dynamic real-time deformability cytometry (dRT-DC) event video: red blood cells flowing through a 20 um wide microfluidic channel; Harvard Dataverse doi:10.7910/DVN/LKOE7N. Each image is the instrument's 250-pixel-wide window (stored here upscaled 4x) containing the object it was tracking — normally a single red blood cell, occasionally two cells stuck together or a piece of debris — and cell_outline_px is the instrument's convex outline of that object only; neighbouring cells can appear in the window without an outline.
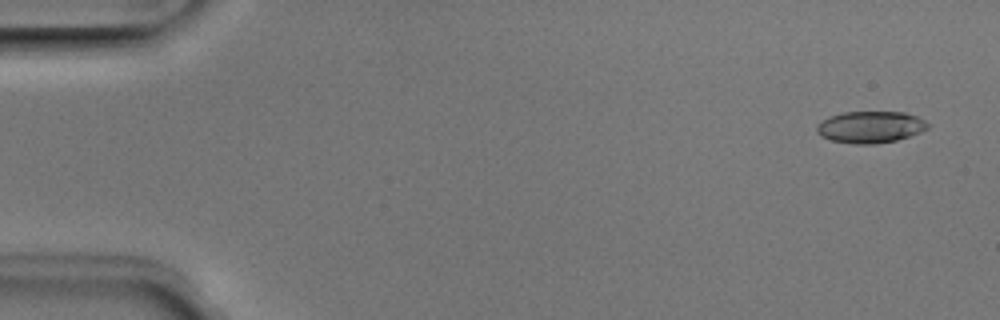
{"species": "Egyptian fruit bat (a non-hibernating species)", "species_latin": "Rousettus aegyptiacus", "temperature_condition": "room temperature", "stored_images_in_passage": 51, "camera_frame_rate_fps": 3000, "um_per_image_px": 0.085, "animal": {"sex": "male"}, "frame": {"image": 1, "passage_image": 3, "time_ms": 0.667, "image_size_px": [1000, 320], "cell_outline_px": [[928, 128], [920, 132], [896, 140], [872, 144], [856, 144], [832, 140], [820, 136], [816, 132], [816, 124], [832, 116], [844, 112], [904, 112], [916, 116], [924, 120], [928, 124]], "centroid_in_image_um": [73.97, 10.8], "position_along_channel_um": 11.0, "area_um2": 20.29}}
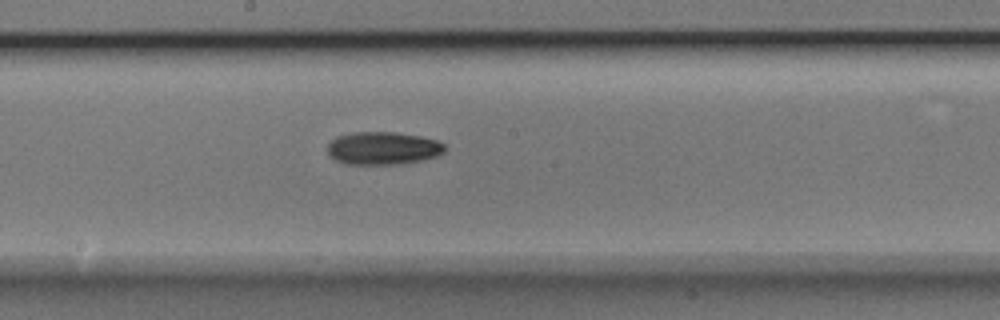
{"frame": {"image": 2, "passage_image": 28, "time_ms": 9.0, "image_size_px": [1000, 320], "cell_outline_px": [[444, 152], [436, 156], [420, 160], [396, 164], [344, 164], [336, 160], [328, 152], [328, 144], [336, 136], [356, 132], [396, 132], [420, 136], [436, 140], [444, 144]], "centroid_in_image_um": [32.54, 12.59], "position_along_channel_um": 215.7, "area_um2": 22.25}}
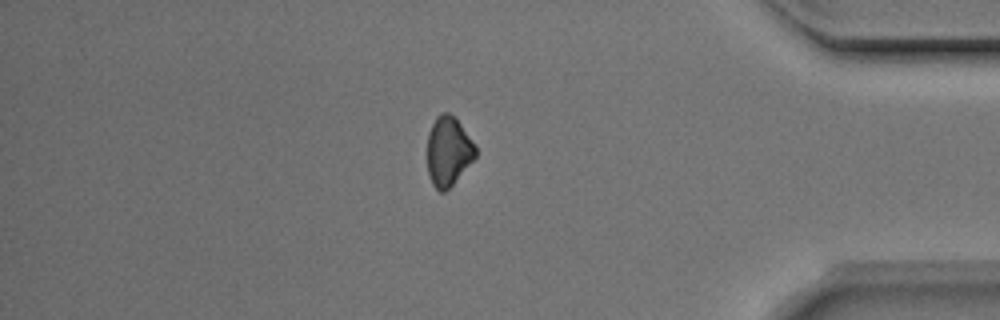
{"frame": {"image": 3, "passage_image": 44, "time_ms": 14.333, "image_size_px": [1000, 320], "cell_outline_px": [[476, 156], [452, 184], [444, 192], [440, 192], [432, 184], [428, 172], [428, 132], [436, 116], [440, 112], [448, 112], [456, 116], [476, 144]], "centroid_in_image_um": [38.12, 12.79], "position_along_channel_um": 397.1, "area_um2": 19.59}, "authors_computed_cell_mechanics": {"area_um2": 20.9236, "velocity_mm_per_s": 3.986, "shape_relaxation_time_tau1_ms": 4.8207, "shape_relaxation_time_tau2_ms": null, "deformation_change_tau1": 0.0973, "deformation_change_tau2": null}}